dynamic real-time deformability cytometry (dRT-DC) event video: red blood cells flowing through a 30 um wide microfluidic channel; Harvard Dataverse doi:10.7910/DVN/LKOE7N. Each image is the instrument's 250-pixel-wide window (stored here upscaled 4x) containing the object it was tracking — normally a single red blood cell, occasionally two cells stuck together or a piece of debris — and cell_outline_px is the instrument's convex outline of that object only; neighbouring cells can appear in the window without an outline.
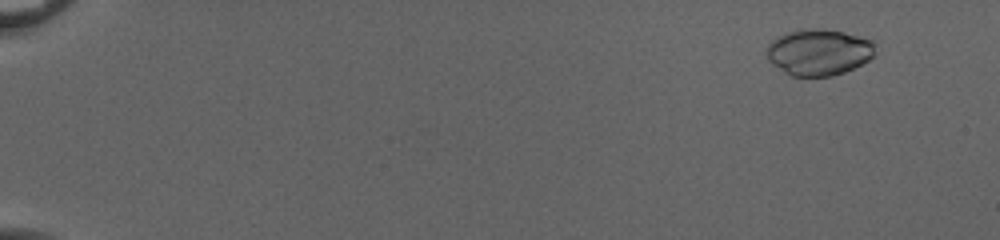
{"species": "common noctule bat (a hibernating species)", "species_latin": "Nyctalus noctula", "temperature_condition": "cold", "stored_images_in_passage": 54, "camera_frame_rate_fps": 3000, "um_per_image_px": 0.085, "animal": {"sex": "female", "body_mass_g": 20.0, "forearm_length_mm": 54.0}, "frame": {"image": 1, "passage_image": 5, "time_ms": 1.333, "image_size_px": [1000, 240], "cell_outline_px": [[876, 52], [868, 60], [844, 72], [832, 76], [792, 76], [784, 72], [772, 64], [768, 60], [768, 44], [776, 36], [788, 32], [808, 28], [820, 28], [844, 32], [868, 40], [872, 44]], "centroid_in_image_um": [69.55, 4.43], "position_along_channel_um": 15.4, "area_um2": 28.96}}
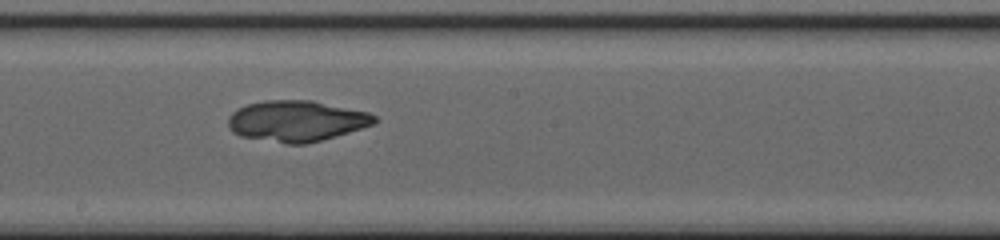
{"frame": {"image": 2, "passage_image": 33, "time_ms": 10.667, "image_size_px": [1000, 240], "cell_outline_px": [[376, 124], [336, 136], [304, 144], [288, 144], [240, 136], [232, 132], [228, 128], [228, 116], [236, 108], [248, 104], [264, 100], [312, 100], [368, 112], [376, 116]], "centroid_in_image_um": [25.18, 10.28], "position_along_channel_um": 223.0, "area_um2": 35.03}}
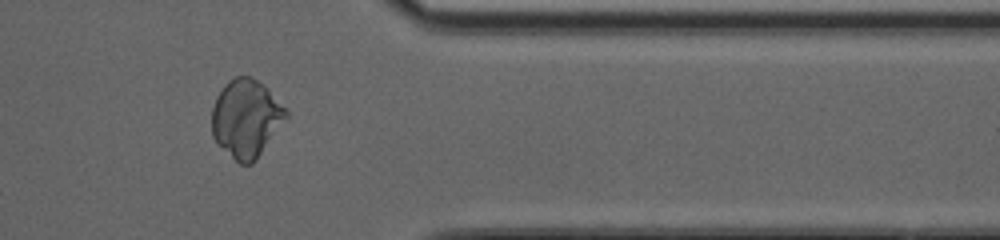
{"frame": {"image": 3, "passage_image": 46, "time_ms": 15.0, "image_size_px": [1000, 240], "cell_outline_px": [[288, 116], [256, 160], [252, 164], [240, 164], [216, 144], [212, 136], [212, 108], [216, 96], [224, 84], [228, 80], [236, 76], [248, 76], [256, 80], [268, 88], [288, 112]], "centroid_in_image_um": [20.89, 10.07], "position_along_channel_um": 390.5, "area_um2": 33.7}}